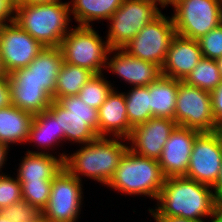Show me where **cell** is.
Masks as SVG:
<instances>
[{"mask_svg":"<svg viewBox=\"0 0 222 222\" xmlns=\"http://www.w3.org/2000/svg\"><path fill=\"white\" fill-rule=\"evenodd\" d=\"M215 206L212 187L180 176L165 178L155 209L148 211L153 217H180L200 222L211 217L212 222Z\"/></svg>","mask_w":222,"mask_h":222,"instance_id":"1","label":"cell"},{"mask_svg":"<svg viewBox=\"0 0 222 222\" xmlns=\"http://www.w3.org/2000/svg\"><path fill=\"white\" fill-rule=\"evenodd\" d=\"M119 139V140H118ZM121 137H97L81 145L73 154H67L64 167L81 182L82 177L107 185L114 176L121 157L129 144Z\"/></svg>","mask_w":222,"mask_h":222,"instance_id":"2","label":"cell"},{"mask_svg":"<svg viewBox=\"0 0 222 222\" xmlns=\"http://www.w3.org/2000/svg\"><path fill=\"white\" fill-rule=\"evenodd\" d=\"M70 18L69 2L28 4L20 1L15 6L14 22L44 47L60 46L73 28L69 25Z\"/></svg>","mask_w":222,"mask_h":222,"instance_id":"3","label":"cell"},{"mask_svg":"<svg viewBox=\"0 0 222 222\" xmlns=\"http://www.w3.org/2000/svg\"><path fill=\"white\" fill-rule=\"evenodd\" d=\"M165 178L158 160L136 155L128 148L107 188L128 196L144 195L157 200Z\"/></svg>","mask_w":222,"mask_h":222,"instance_id":"4","label":"cell"},{"mask_svg":"<svg viewBox=\"0 0 222 222\" xmlns=\"http://www.w3.org/2000/svg\"><path fill=\"white\" fill-rule=\"evenodd\" d=\"M48 111L64 131V141L86 144L99 137L98 110L86 105L79 95L52 101Z\"/></svg>","mask_w":222,"mask_h":222,"instance_id":"5","label":"cell"},{"mask_svg":"<svg viewBox=\"0 0 222 222\" xmlns=\"http://www.w3.org/2000/svg\"><path fill=\"white\" fill-rule=\"evenodd\" d=\"M59 48L63 62L88 69L94 75L102 74L106 68L110 47L93 26H74L63 38Z\"/></svg>","mask_w":222,"mask_h":222,"instance_id":"6","label":"cell"},{"mask_svg":"<svg viewBox=\"0 0 222 222\" xmlns=\"http://www.w3.org/2000/svg\"><path fill=\"white\" fill-rule=\"evenodd\" d=\"M158 5L153 0H123L108 19L110 23L105 40L110 49L124 48L140 29L163 13Z\"/></svg>","mask_w":222,"mask_h":222,"instance_id":"7","label":"cell"},{"mask_svg":"<svg viewBox=\"0 0 222 222\" xmlns=\"http://www.w3.org/2000/svg\"><path fill=\"white\" fill-rule=\"evenodd\" d=\"M176 34L172 17L161 13L140 29L136 36L122 49L130 56L162 67Z\"/></svg>","mask_w":222,"mask_h":222,"instance_id":"8","label":"cell"},{"mask_svg":"<svg viewBox=\"0 0 222 222\" xmlns=\"http://www.w3.org/2000/svg\"><path fill=\"white\" fill-rule=\"evenodd\" d=\"M172 7L176 33L198 40L220 25L218 0H176Z\"/></svg>","mask_w":222,"mask_h":222,"instance_id":"9","label":"cell"},{"mask_svg":"<svg viewBox=\"0 0 222 222\" xmlns=\"http://www.w3.org/2000/svg\"><path fill=\"white\" fill-rule=\"evenodd\" d=\"M83 184L65 167L52 179L43 219L49 222L78 221L83 204Z\"/></svg>","mask_w":222,"mask_h":222,"instance_id":"10","label":"cell"},{"mask_svg":"<svg viewBox=\"0 0 222 222\" xmlns=\"http://www.w3.org/2000/svg\"><path fill=\"white\" fill-rule=\"evenodd\" d=\"M175 122L199 132L217 131L210 92L179 80Z\"/></svg>","mask_w":222,"mask_h":222,"instance_id":"11","label":"cell"},{"mask_svg":"<svg viewBox=\"0 0 222 222\" xmlns=\"http://www.w3.org/2000/svg\"><path fill=\"white\" fill-rule=\"evenodd\" d=\"M44 48L14 21L0 24V62L6 75L29 66Z\"/></svg>","mask_w":222,"mask_h":222,"instance_id":"12","label":"cell"},{"mask_svg":"<svg viewBox=\"0 0 222 222\" xmlns=\"http://www.w3.org/2000/svg\"><path fill=\"white\" fill-rule=\"evenodd\" d=\"M222 163L220 132H200L193 143L186 178L213 187Z\"/></svg>","mask_w":222,"mask_h":222,"instance_id":"13","label":"cell"},{"mask_svg":"<svg viewBox=\"0 0 222 222\" xmlns=\"http://www.w3.org/2000/svg\"><path fill=\"white\" fill-rule=\"evenodd\" d=\"M8 82L13 106L33 115L49 109L53 95L26 67L8 74Z\"/></svg>","mask_w":222,"mask_h":222,"instance_id":"14","label":"cell"},{"mask_svg":"<svg viewBox=\"0 0 222 222\" xmlns=\"http://www.w3.org/2000/svg\"><path fill=\"white\" fill-rule=\"evenodd\" d=\"M176 126L173 119L152 117L147 122L132 128L127 138L130 144L128 148L136 155L158 160Z\"/></svg>","mask_w":222,"mask_h":222,"instance_id":"15","label":"cell"},{"mask_svg":"<svg viewBox=\"0 0 222 222\" xmlns=\"http://www.w3.org/2000/svg\"><path fill=\"white\" fill-rule=\"evenodd\" d=\"M200 132L176 126L166 141L158 159L166 178L186 176L190 164L193 143Z\"/></svg>","mask_w":222,"mask_h":222,"instance_id":"16","label":"cell"},{"mask_svg":"<svg viewBox=\"0 0 222 222\" xmlns=\"http://www.w3.org/2000/svg\"><path fill=\"white\" fill-rule=\"evenodd\" d=\"M105 70L119 76L130 87L149 86L162 75L160 66L130 56L123 49L109 50Z\"/></svg>","mask_w":222,"mask_h":222,"instance_id":"17","label":"cell"},{"mask_svg":"<svg viewBox=\"0 0 222 222\" xmlns=\"http://www.w3.org/2000/svg\"><path fill=\"white\" fill-rule=\"evenodd\" d=\"M202 58L198 40L176 34L167 51L161 73L165 77L184 80Z\"/></svg>","mask_w":222,"mask_h":222,"instance_id":"18","label":"cell"},{"mask_svg":"<svg viewBox=\"0 0 222 222\" xmlns=\"http://www.w3.org/2000/svg\"><path fill=\"white\" fill-rule=\"evenodd\" d=\"M112 89L98 109L99 137H121L127 139L132 127L127 118L125 95Z\"/></svg>","mask_w":222,"mask_h":222,"instance_id":"19","label":"cell"},{"mask_svg":"<svg viewBox=\"0 0 222 222\" xmlns=\"http://www.w3.org/2000/svg\"><path fill=\"white\" fill-rule=\"evenodd\" d=\"M17 169V179L20 183L35 181H52V179L64 168V160L67 153L41 154L25 152Z\"/></svg>","mask_w":222,"mask_h":222,"instance_id":"20","label":"cell"},{"mask_svg":"<svg viewBox=\"0 0 222 222\" xmlns=\"http://www.w3.org/2000/svg\"><path fill=\"white\" fill-rule=\"evenodd\" d=\"M61 141L64 142V131L60 129V125L55 117L48 110L35 114L27 142L33 143L34 147L37 144L38 151H33V149L30 151L28 149L27 152L51 154L49 150L52 151L55 146H59L62 143Z\"/></svg>","mask_w":222,"mask_h":222,"instance_id":"21","label":"cell"},{"mask_svg":"<svg viewBox=\"0 0 222 222\" xmlns=\"http://www.w3.org/2000/svg\"><path fill=\"white\" fill-rule=\"evenodd\" d=\"M34 115L13 105L0 109V142L7 144L27 143Z\"/></svg>","mask_w":222,"mask_h":222,"instance_id":"22","label":"cell"},{"mask_svg":"<svg viewBox=\"0 0 222 222\" xmlns=\"http://www.w3.org/2000/svg\"><path fill=\"white\" fill-rule=\"evenodd\" d=\"M179 80L161 75L149 85L150 111L153 117L175 120Z\"/></svg>","mask_w":222,"mask_h":222,"instance_id":"23","label":"cell"},{"mask_svg":"<svg viewBox=\"0 0 222 222\" xmlns=\"http://www.w3.org/2000/svg\"><path fill=\"white\" fill-rule=\"evenodd\" d=\"M62 63L63 55L59 47H45L26 68L32 71L39 82L54 95Z\"/></svg>","mask_w":222,"mask_h":222,"instance_id":"24","label":"cell"},{"mask_svg":"<svg viewBox=\"0 0 222 222\" xmlns=\"http://www.w3.org/2000/svg\"><path fill=\"white\" fill-rule=\"evenodd\" d=\"M123 0H71V15L78 26H93V21L108 20ZM91 23V24H90Z\"/></svg>","mask_w":222,"mask_h":222,"instance_id":"25","label":"cell"},{"mask_svg":"<svg viewBox=\"0 0 222 222\" xmlns=\"http://www.w3.org/2000/svg\"><path fill=\"white\" fill-rule=\"evenodd\" d=\"M88 69L63 62L56 79L53 100L78 95L82 87L93 77Z\"/></svg>","mask_w":222,"mask_h":222,"instance_id":"26","label":"cell"},{"mask_svg":"<svg viewBox=\"0 0 222 222\" xmlns=\"http://www.w3.org/2000/svg\"><path fill=\"white\" fill-rule=\"evenodd\" d=\"M125 95L127 118L129 125L134 128L152 118L150 111L149 86L131 87Z\"/></svg>","mask_w":222,"mask_h":222,"instance_id":"27","label":"cell"},{"mask_svg":"<svg viewBox=\"0 0 222 222\" xmlns=\"http://www.w3.org/2000/svg\"><path fill=\"white\" fill-rule=\"evenodd\" d=\"M183 81L211 93L222 83L217 61L203 57Z\"/></svg>","mask_w":222,"mask_h":222,"instance_id":"28","label":"cell"},{"mask_svg":"<svg viewBox=\"0 0 222 222\" xmlns=\"http://www.w3.org/2000/svg\"><path fill=\"white\" fill-rule=\"evenodd\" d=\"M102 74L93 77L82 87L79 92L81 100L94 109H99L106 100L108 94L114 89L113 83ZM113 86V87H112Z\"/></svg>","mask_w":222,"mask_h":222,"instance_id":"29","label":"cell"},{"mask_svg":"<svg viewBox=\"0 0 222 222\" xmlns=\"http://www.w3.org/2000/svg\"><path fill=\"white\" fill-rule=\"evenodd\" d=\"M20 184L22 199L43 211L49 201L51 181H35Z\"/></svg>","mask_w":222,"mask_h":222,"instance_id":"30","label":"cell"},{"mask_svg":"<svg viewBox=\"0 0 222 222\" xmlns=\"http://www.w3.org/2000/svg\"><path fill=\"white\" fill-rule=\"evenodd\" d=\"M0 212L13 222H40L43 220L42 210L23 199L5 207Z\"/></svg>","mask_w":222,"mask_h":222,"instance_id":"31","label":"cell"},{"mask_svg":"<svg viewBox=\"0 0 222 222\" xmlns=\"http://www.w3.org/2000/svg\"><path fill=\"white\" fill-rule=\"evenodd\" d=\"M21 200L22 189L17 177L0 174V211Z\"/></svg>","mask_w":222,"mask_h":222,"instance_id":"32","label":"cell"},{"mask_svg":"<svg viewBox=\"0 0 222 222\" xmlns=\"http://www.w3.org/2000/svg\"><path fill=\"white\" fill-rule=\"evenodd\" d=\"M202 56L212 60L222 58V25L198 39Z\"/></svg>","mask_w":222,"mask_h":222,"instance_id":"33","label":"cell"},{"mask_svg":"<svg viewBox=\"0 0 222 222\" xmlns=\"http://www.w3.org/2000/svg\"><path fill=\"white\" fill-rule=\"evenodd\" d=\"M210 94L216 126L219 128L222 126V83Z\"/></svg>","mask_w":222,"mask_h":222,"instance_id":"34","label":"cell"},{"mask_svg":"<svg viewBox=\"0 0 222 222\" xmlns=\"http://www.w3.org/2000/svg\"><path fill=\"white\" fill-rule=\"evenodd\" d=\"M12 105L8 75L0 76V109Z\"/></svg>","mask_w":222,"mask_h":222,"instance_id":"35","label":"cell"},{"mask_svg":"<svg viewBox=\"0 0 222 222\" xmlns=\"http://www.w3.org/2000/svg\"><path fill=\"white\" fill-rule=\"evenodd\" d=\"M15 7L8 0H0V24L14 21Z\"/></svg>","mask_w":222,"mask_h":222,"instance_id":"36","label":"cell"},{"mask_svg":"<svg viewBox=\"0 0 222 222\" xmlns=\"http://www.w3.org/2000/svg\"><path fill=\"white\" fill-rule=\"evenodd\" d=\"M216 203L222 202V163L215 185L212 187Z\"/></svg>","mask_w":222,"mask_h":222,"instance_id":"37","label":"cell"},{"mask_svg":"<svg viewBox=\"0 0 222 222\" xmlns=\"http://www.w3.org/2000/svg\"><path fill=\"white\" fill-rule=\"evenodd\" d=\"M10 147L11 146H8L7 144L0 142V174H3L2 167H4V165L6 164L5 162L8 160L7 155L9 153L8 151H10L9 150Z\"/></svg>","mask_w":222,"mask_h":222,"instance_id":"38","label":"cell"},{"mask_svg":"<svg viewBox=\"0 0 222 222\" xmlns=\"http://www.w3.org/2000/svg\"><path fill=\"white\" fill-rule=\"evenodd\" d=\"M156 222H200L180 217H152ZM207 222H210L209 219Z\"/></svg>","mask_w":222,"mask_h":222,"instance_id":"39","label":"cell"},{"mask_svg":"<svg viewBox=\"0 0 222 222\" xmlns=\"http://www.w3.org/2000/svg\"><path fill=\"white\" fill-rule=\"evenodd\" d=\"M212 222H222V202L216 203L214 218Z\"/></svg>","mask_w":222,"mask_h":222,"instance_id":"40","label":"cell"},{"mask_svg":"<svg viewBox=\"0 0 222 222\" xmlns=\"http://www.w3.org/2000/svg\"><path fill=\"white\" fill-rule=\"evenodd\" d=\"M61 0H22L23 3L28 4H46V3H54Z\"/></svg>","mask_w":222,"mask_h":222,"instance_id":"41","label":"cell"},{"mask_svg":"<svg viewBox=\"0 0 222 222\" xmlns=\"http://www.w3.org/2000/svg\"><path fill=\"white\" fill-rule=\"evenodd\" d=\"M153 1L158 2L160 4V7L163 9L168 7L169 5L171 6L176 0H153Z\"/></svg>","mask_w":222,"mask_h":222,"instance_id":"42","label":"cell"},{"mask_svg":"<svg viewBox=\"0 0 222 222\" xmlns=\"http://www.w3.org/2000/svg\"><path fill=\"white\" fill-rule=\"evenodd\" d=\"M0 222H13L8 219L2 212H0Z\"/></svg>","mask_w":222,"mask_h":222,"instance_id":"43","label":"cell"},{"mask_svg":"<svg viewBox=\"0 0 222 222\" xmlns=\"http://www.w3.org/2000/svg\"><path fill=\"white\" fill-rule=\"evenodd\" d=\"M216 61H217L218 67H219V73H220L221 78H222V58H219Z\"/></svg>","mask_w":222,"mask_h":222,"instance_id":"44","label":"cell"},{"mask_svg":"<svg viewBox=\"0 0 222 222\" xmlns=\"http://www.w3.org/2000/svg\"><path fill=\"white\" fill-rule=\"evenodd\" d=\"M14 7L19 3L18 0H8Z\"/></svg>","mask_w":222,"mask_h":222,"instance_id":"45","label":"cell"},{"mask_svg":"<svg viewBox=\"0 0 222 222\" xmlns=\"http://www.w3.org/2000/svg\"><path fill=\"white\" fill-rule=\"evenodd\" d=\"M220 24L222 25V4H220Z\"/></svg>","mask_w":222,"mask_h":222,"instance_id":"46","label":"cell"},{"mask_svg":"<svg viewBox=\"0 0 222 222\" xmlns=\"http://www.w3.org/2000/svg\"><path fill=\"white\" fill-rule=\"evenodd\" d=\"M2 75H5V73H4V71H3V68H2L1 62H0V76H2Z\"/></svg>","mask_w":222,"mask_h":222,"instance_id":"47","label":"cell"},{"mask_svg":"<svg viewBox=\"0 0 222 222\" xmlns=\"http://www.w3.org/2000/svg\"><path fill=\"white\" fill-rule=\"evenodd\" d=\"M218 131L220 132V135L222 137V126L218 128Z\"/></svg>","mask_w":222,"mask_h":222,"instance_id":"48","label":"cell"}]
</instances>
